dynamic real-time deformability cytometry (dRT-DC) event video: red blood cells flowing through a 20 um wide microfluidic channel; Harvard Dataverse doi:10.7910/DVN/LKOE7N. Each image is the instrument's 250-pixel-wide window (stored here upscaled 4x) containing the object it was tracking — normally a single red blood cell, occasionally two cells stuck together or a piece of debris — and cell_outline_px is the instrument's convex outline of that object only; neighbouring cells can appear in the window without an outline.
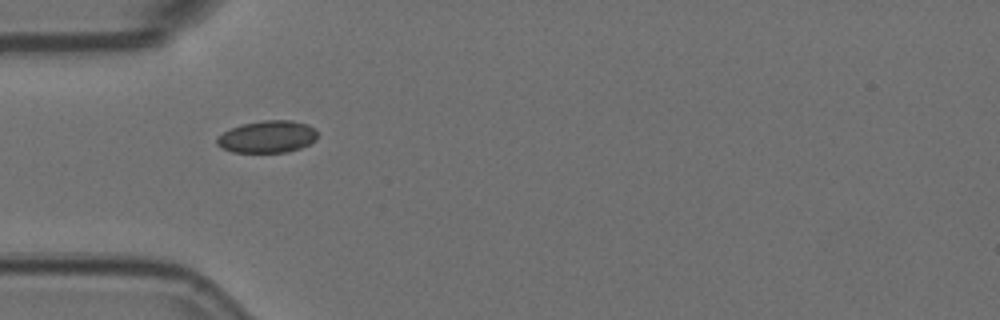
{"species": "Egyptian fruit bat (a non-hibernating species)", "species_latin": "Rousettus aegyptiacus", "temperature_condition": "room temperature", "stored_images_in_passage": 5, "camera_frame_rate_fps": 3000, "um_per_image_px": 0.085, "animal": {"sex": "female"}, "frame": {"image": 1, "passage_image": 4, "time_ms": 1.0, "image_size_px": [1000, 320], "cell_outline_px": [[316, 140], [300, 148], [288, 152], [232, 152], [216, 144], [216, 136], [240, 124], [264, 120], [292, 120], [308, 124], [316, 128]], "centroid_in_image_um": [22.73, 11.61], "position_along_channel_um": 62.3, "area_um2": 18.9}}
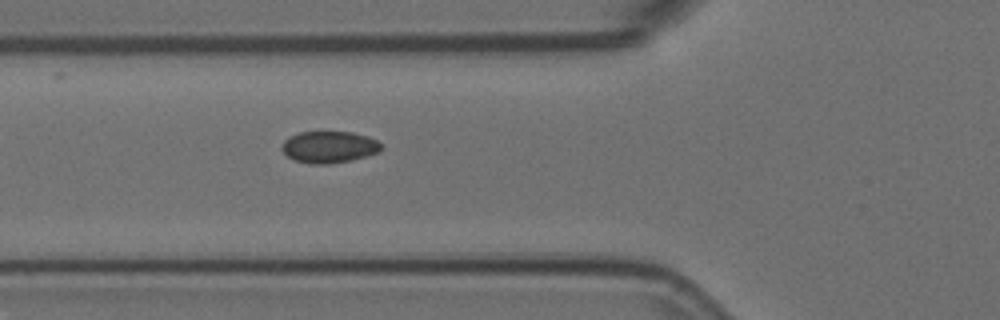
{"frame": {"image": 2, "passage_image": 5, "time_ms": 1.333, "image_size_px": [1000, 320], "cell_outline_px": [[384, 148], [376, 152], [352, 160], [328, 164], [312, 164], [296, 160], [288, 156], [280, 148], [284, 140], [288, 136], [300, 132], [352, 132], [368, 136], [376, 140]], "centroid_in_image_um": [27.95, 12.49], "position_along_channel_um": 97.8, "area_um2": 18.26}}